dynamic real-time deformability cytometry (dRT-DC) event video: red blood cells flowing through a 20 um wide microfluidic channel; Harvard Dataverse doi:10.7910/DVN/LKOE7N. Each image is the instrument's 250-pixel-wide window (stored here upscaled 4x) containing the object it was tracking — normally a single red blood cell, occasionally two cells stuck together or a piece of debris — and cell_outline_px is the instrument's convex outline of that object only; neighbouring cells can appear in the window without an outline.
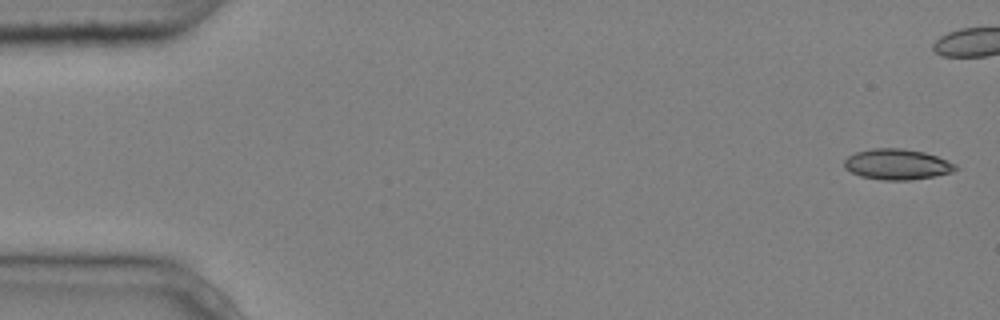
{"species": "common noctule bat (a hibernating species)", "species_latin": "Nyctalus noctula", "temperature_condition": "cold", "stored_images_in_passage": 6, "camera_frame_rate_fps": 3000, "um_per_image_px": 0.085, "animal": {"sex": "male", "body_mass_g": 20.4}, "frame": {"image": 1, "passage_image": 1, "time_ms": 0.0, "image_size_px": [1000, 320], "cell_outline_px": [[960, 168], [952, 172], [936, 176], [908, 180], [884, 180], [860, 176], [844, 168], [844, 160], [848, 156], [856, 152], [872, 148], [904, 148], [924, 152], [936, 156], [956, 164]], "centroid_in_image_um": [76.26, 13.96], "position_along_channel_um": 8.7, "area_um2": 19.94}}
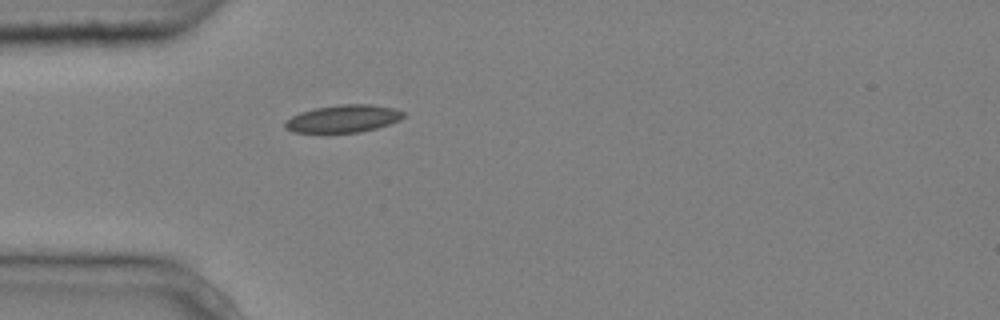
{"frame": {"image": 2, "passage_image": 6, "time_ms": 1.667, "image_size_px": [1000, 320], "cell_outline_px": [[404, 116], [400, 120], [376, 128], [360, 132], [292, 132], [284, 128], [284, 124], [292, 116], [300, 112], [316, 108], [340, 104], [368, 104], [392, 108], [404, 112]], "centroid_in_image_um": [29.16, 10.08], "position_along_channel_um": 55.8, "area_um2": 18.73}}